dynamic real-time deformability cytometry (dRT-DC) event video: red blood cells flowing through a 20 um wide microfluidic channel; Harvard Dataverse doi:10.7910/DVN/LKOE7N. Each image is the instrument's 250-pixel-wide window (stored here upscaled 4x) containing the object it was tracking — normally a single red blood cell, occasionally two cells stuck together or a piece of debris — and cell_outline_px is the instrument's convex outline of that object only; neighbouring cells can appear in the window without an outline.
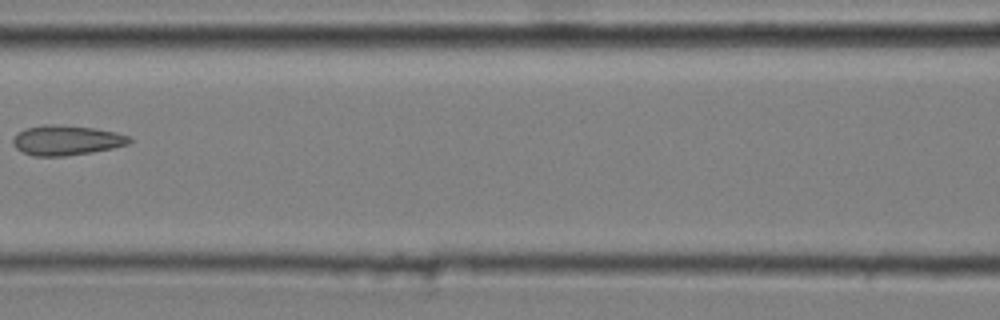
{"species": "common noctule bat (a hibernating species)", "species_latin": "Nyctalus noctula", "temperature_condition": "cold", "stored_images_in_passage": 7, "camera_frame_rate_fps": 3000, "um_per_image_px": 0.085, "animal": {"sex": "male", "body_mass_g": 20.4}, "frame": {"image": 1, "passage_image": 6, "time_ms": 1.667, "image_size_px": [1000, 320], "cell_outline_px": [[132, 140], [128, 144], [112, 148], [92, 152], [64, 156], [32, 156], [16, 148], [12, 144], [12, 140], [24, 128], [44, 124], [52, 124], [92, 128], [116, 132], [128, 136]], "centroid_in_image_um": [5.63, 11.92], "position_along_channel_um": 161.0, "area_um2": 20.11}}
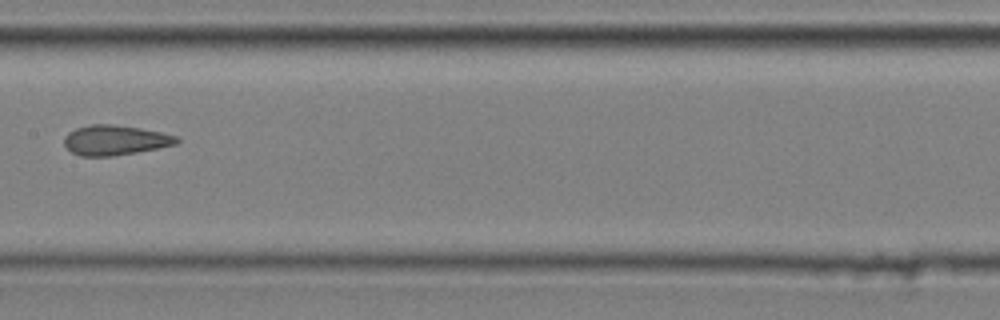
{"frame": {"image": 2, "passage_image": 7, "time_ms": 2.0, "image_size_px": [1000, 320], "cell_outline_px": [[180, 140], [176, 144], [136, 152], [112, 156], [80, 156], [72, 152], [64, 144], [64, 136], [68, 132], [76, 128], [88, 124], [112, 124], [140, 128], [180, 136]], "centroid_in_image_um": [9.77, 11.9], "position_along_channel_um": 197.6, "area_um2": 19.65}}